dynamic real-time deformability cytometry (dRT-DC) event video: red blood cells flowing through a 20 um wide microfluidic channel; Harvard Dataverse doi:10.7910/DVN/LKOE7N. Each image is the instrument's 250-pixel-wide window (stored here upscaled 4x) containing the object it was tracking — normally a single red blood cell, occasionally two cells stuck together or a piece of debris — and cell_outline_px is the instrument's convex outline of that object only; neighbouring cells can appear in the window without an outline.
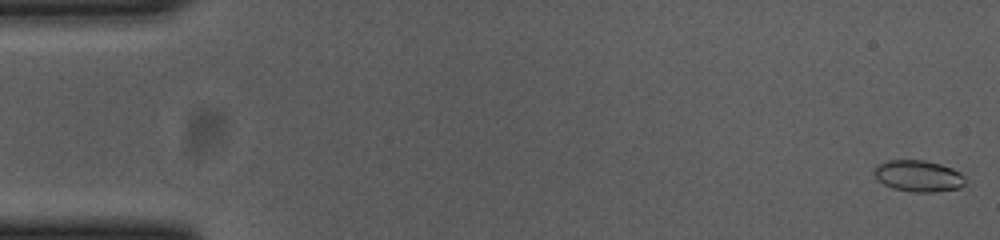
{"species": "common noctule bat (a hibernating species)", "species_latin": "Nyctalus noctula", "temperature_condition": "cold", "stored_images_in_passage": 8, "camera_frame_rate_fps": 3000, "um_per_image_px": 0.085, "animal": {"sex": "female", "body_mass_g": 23.0, "forearm_length_mm": 53.4}, "frame": {"image": 1, "passage_image": 1, "time_ms": 0.0, "image_size_px": [1000, 240], "cell_outline_px": [[964, 184], [960, 188], [936, 192], [912, 192], [892, 188], [876, 180], [872, 172], [884, 160], [924, 160], [940, 164], [952, 168], [960, 172], [964, 176]], "centroid_in_image_um": [78.04, 14.96], "position_along_channel_um": 7.0, "area_um2": 16.82}}